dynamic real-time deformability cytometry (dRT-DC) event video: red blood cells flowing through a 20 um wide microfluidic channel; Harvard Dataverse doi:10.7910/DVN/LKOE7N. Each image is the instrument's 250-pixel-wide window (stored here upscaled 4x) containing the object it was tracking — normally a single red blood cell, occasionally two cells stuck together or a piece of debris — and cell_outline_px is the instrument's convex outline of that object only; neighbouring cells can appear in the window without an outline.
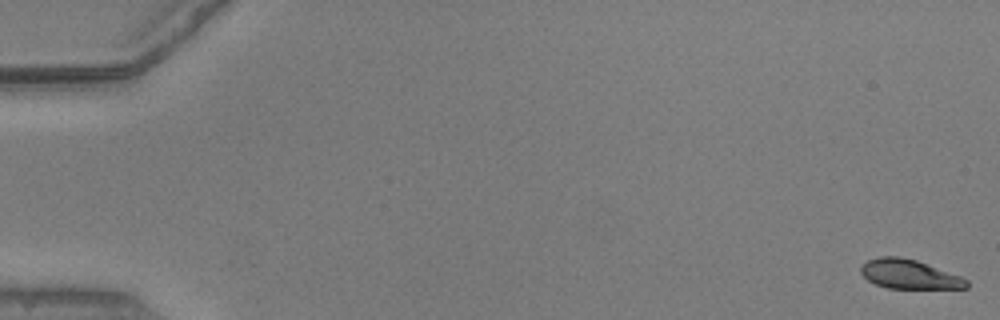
{"species": "common noctule bat (a hibernating species)", "species_latin": "Nyctalus noctula", "temperature_condition": "warm", "stored_images_in_passage": 53, "camera_frame_rate_fps": 3000, "um_per_image_px": 0.085, "animal": {"sex": "male", "body_mass_g": 20.5, "forearm_length_mm": 52.5}, "frame": {"image": 1, "passage_image": 1, "time_ms": 0.0, "image_size_px": [1000, 320], "cell_outline_px": [[968, 288], [888, 288], [876, 284], [868, 280], [860, 272], [860, 268], [868, 260], [880, 256], [900, 256], [916, 260], [960, 276], [968, 280]], "centroid_in_image_um": [77.28, 23.3], "position_along_channel_um": 7.7, "area_um2": 17.8}}
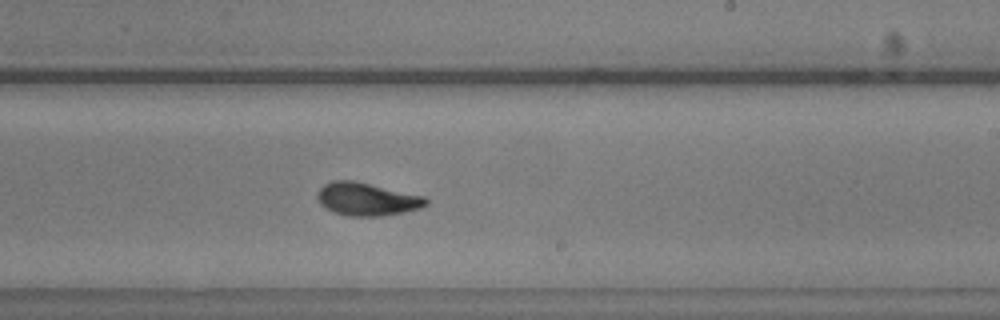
{"frame": {"image": 2, "passage_image": 33, "time_ms": 10.667, "image_size_px": [1000, 320], "cell_outline_px": [[428, 204], [420, 208], [404, 212], [384, 216], [348, 216], [336, 212], [320, 204], [316, 196], [320, 188], [324, 184], [332, 180], [352, 180], [424, 196], [428, 200]], "centroid_in_image_um": [31.19, 16.93], "position_along_channel_um": 257.8, "area_um2": 20.69}}
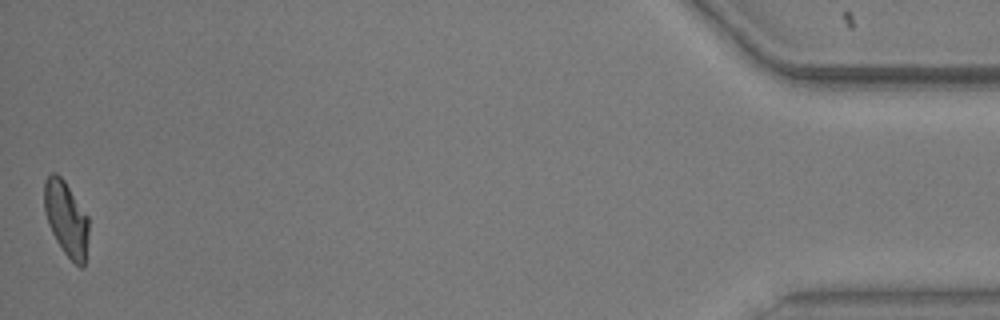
{"frame": {"image": 3, "passage_image": 53, "time_ms": 17.333, "image_size_px": [1000, 320], "cell_outline_px": [[88, 236], [84, 268], [80, 268], [64, 252], [56, 240], [48, 224], [44, 208], [44, 180], [52, 172], [56, 172], [64, 180], [88, 216]], "centroid_in_image_um": [5.62, 18.57], "position_along_channel_um": 429.6, "area_um2": 19.31}, "authors_computed_cell_mechanics": {"area_um2": 20.23, "velocity_mm_per_s": 3.8924, "shape_relaxation_time_tau1_ms": 2.8938, "shape_relaxation_time_tau2_ms": 1.1136, "deformation_change_tau1": 0.1725, "deformation_change_tau2": 0.0596}}